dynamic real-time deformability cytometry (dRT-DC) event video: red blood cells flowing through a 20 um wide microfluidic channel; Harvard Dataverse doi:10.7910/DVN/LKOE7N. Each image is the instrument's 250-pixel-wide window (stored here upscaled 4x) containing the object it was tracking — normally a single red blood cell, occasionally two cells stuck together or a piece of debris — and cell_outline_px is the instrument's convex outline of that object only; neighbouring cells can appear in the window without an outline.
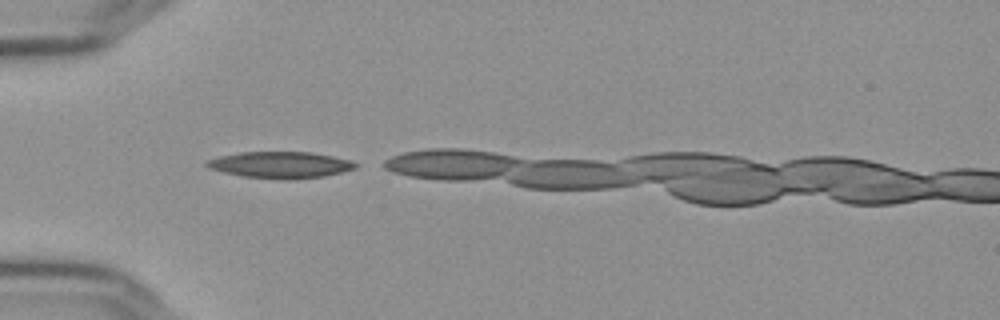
{"species": "Egyptian fruit bat (a non-hibernating species)", "species_latin": "Rousettus aegyptiacus", "temperature_condition": "cold", "stored_images_in_passage": 5, "camera_frame_rate_fps": 3000, "um_per_image_px": 0.085, "frame": {"image": 1, "passage_image": 1, "time_ms": 0.0, "image_size_px": [1000, 320], "cell_outline_px": [[360, 164], [356, 168], [324, 176], [244, 176], [224, 172], [208, 168], [204, 164], [204, 160], [220, 156], [240, 152], [312, 152], [352, 160]], "centroid_in_image_um": [23.81, 13.95], "position_along_channel_um": 61.2, "area_um2": 21.85}}